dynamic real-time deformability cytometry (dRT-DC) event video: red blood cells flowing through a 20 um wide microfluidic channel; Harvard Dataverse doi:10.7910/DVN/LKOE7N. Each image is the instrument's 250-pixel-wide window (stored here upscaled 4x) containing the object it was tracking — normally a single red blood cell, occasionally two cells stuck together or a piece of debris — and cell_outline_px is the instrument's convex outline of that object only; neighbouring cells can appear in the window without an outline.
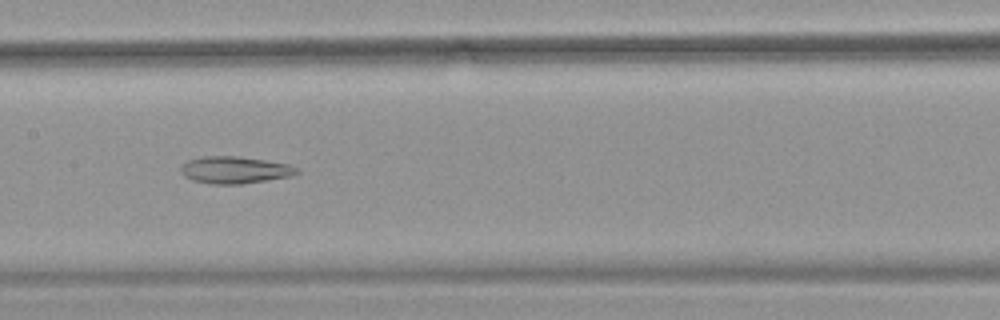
{"species": "common noctule bat (a hibernating species)", "species_latin": "Nyctalus noctula", "temperature_condition": "warm", "stored_images_in_passage": 53, "camera_frame_rate_fps": 3000, "um_per_image_px": 0.085, "animal": {"sex": "female", "body_mass_g": 18.4}, "frame": {"image": 1, "passage_image": 27, "time_ms": 8.667, "image_size_px": [1000, 320], "cell_outline_px": [[300, 172], [292, 176], [268, 180], [240, 184], [212, 184], [192, 180], [184, 176], [180, 172], [180, 168], [188, 160], [204, 156], [236, 156], [264, 160], [288, 164], [300, 168]], "centroid_in_image_um": [19.98, 14.45], "position_along_channel_um": 187.4, "area_um2": 18.32}}
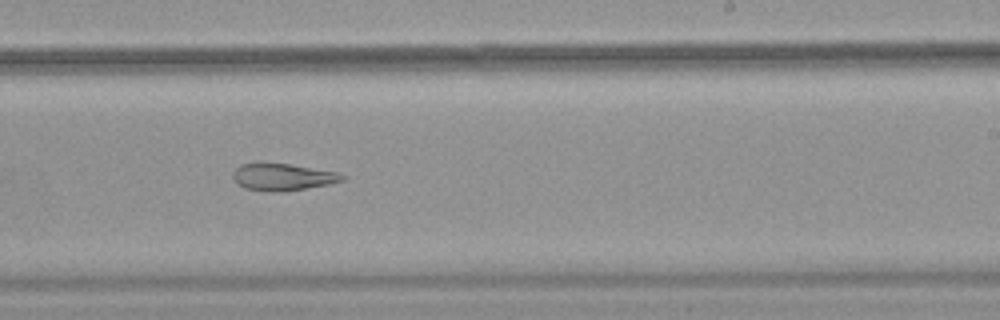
{"frame": {"image": 2, "passage_image": 33, "time_ms": 10.667, "image_size_px": [1000, 320], "cell_outline_px": [[348, 176], [344, 180], [332, 184], [276, 192], [264, 192], [244, 188], [236, 184], [232, 176], [232, 172], [240, 164], [292, 164], [336, 172]], "centroid_in_image_um": [24.03, 15.06], "position_along_channel_um": 265.0, "area_um2": 17.22}}
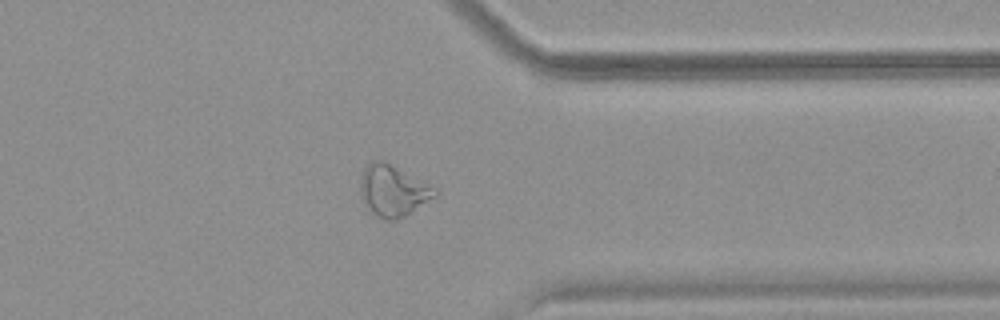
{"frame": {"image": 3, "passage_image": 42, "time_ms": 13.667, "image_size_px": [1000, 320], "cell_outline_px": [[440, 192], [436, 196], [404, 216], [396, 220], [384, 220], [376, 216], [372, 212], [364, 200], [360, 188], [360, 176], [364, 168], [372, 160], [384, 160], [436, 188]], "centroid_in_image_um": [33.41, 16.19], "position_along_channel_um": 378.0, "area_um2": 22.02}, "authors_computed_cell_mechanics": {"area_um2": 25.0274, "velocity_mm_per_s": 3.9024, "shape_relaxation_time_tau1_ms": null, "shape_relaxation_time_tau2_ms": 6.6929, "deformation_change_tau1": null, "deformation_change_tau2": 0.1779}}